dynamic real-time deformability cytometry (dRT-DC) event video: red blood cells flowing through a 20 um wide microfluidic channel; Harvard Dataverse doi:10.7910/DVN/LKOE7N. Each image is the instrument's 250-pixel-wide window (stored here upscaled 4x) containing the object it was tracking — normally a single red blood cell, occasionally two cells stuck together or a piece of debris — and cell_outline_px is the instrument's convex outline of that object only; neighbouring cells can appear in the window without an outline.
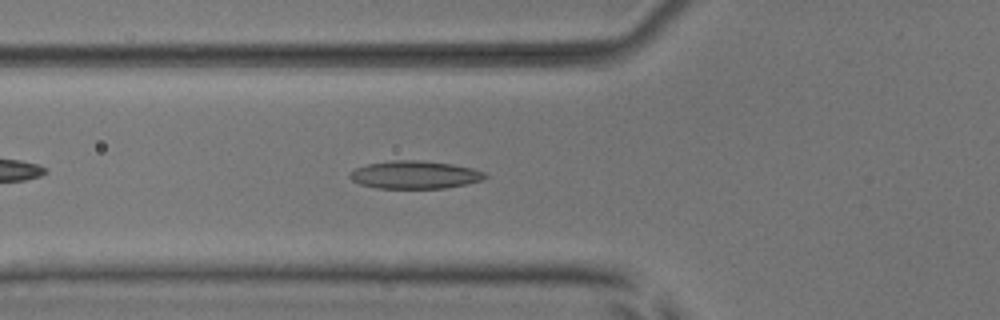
{"species": "common noctule bat (a hibernating species)", "species_latin": "Nyctalus noctula", "temperature_condition": "room temperature", "stored_images_in_passage": 41, "camera_frame_rate_fps": 3000, "um_per_image_px": 0.085, "animal": {"sex": "male", "body_mass_g": 17.9, "forearm_length_mm": 54.2}, "frame": {"image": 1, "passage_image": 8, "time_ms": 2.333, "image_size_px": [1000, 320], "cell_outline_px": [[488, 176], [484, 180], [468, 184], [444, 188], [376, 188], [360, 184], [352, 180], [348, 176], [348, 172], [356, 168], [368, 164], [392, 160], [420, 160], [452, 164], [472, 168], [484, 172]], "centroid_in_image_um": [35.26, 14.86], "position_along_channel_um": 90.5, "area_um2": 22.08}}
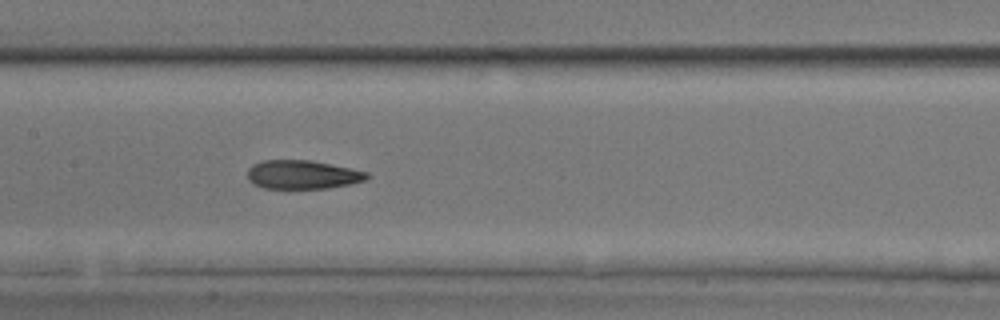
{"frame": {"image": 2, "passage_image": 15, "time_ms": 4.667, "image_size_px": [1000, 320], "cell_outline_px": [[368, 176], [364, 180], [352, 184], [328, 188], [264, 188], [252, 184], [248, 180], [248, 168], [252, 164], [260, 160], [312, 160], [352, 168], [368, 172]], "centroid_in_image_um": [25.69, 14.83], "position_along_channel_um": 181.7, "area_um2": 20.17}}
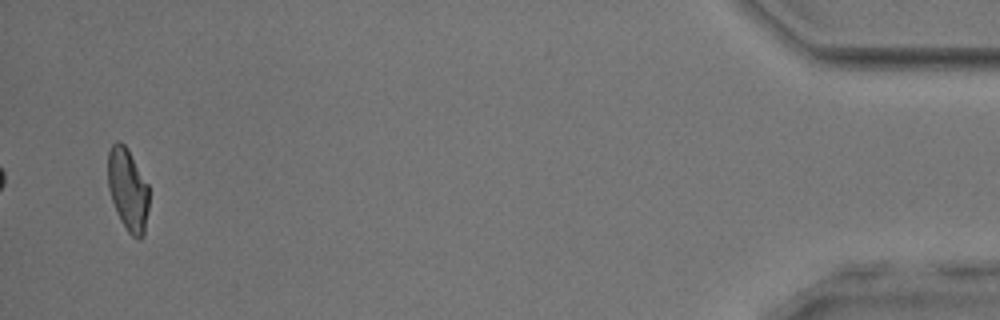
{"frame": {"image": 3, "passage_image": 40, "time_ms": 13.0, "image_size_px": [1000, 320], "cell_outline_px": [[148, 208], [144, 232], [140, 240], [132, 236], [128, 232], [120, 220], [112, 200], [108, 188], [108, 152], [112, 144], [116, 140], [120, 140], [128, 148], [148, 184]], "centroid_in_image_um": [10.86, 16.08], "position_along_channel_um": 424.3, "area_um2": 19.77}, "authors_computed_cell_mechanics": {"area_um2": 20.7502, "velocity_mm_per_s": 3.9054, "shape_relaxation_time_tau1_ms": null, "shape_relaxation_time_tau2_ms": 2.6831, "deformation_change_tau1": null, "deformation_change_tau2": 0.0927}}